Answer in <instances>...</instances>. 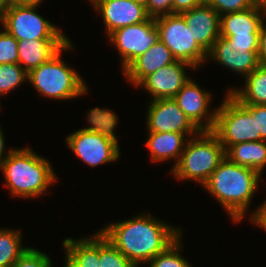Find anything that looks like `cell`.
<instances>
[{"label":"cell","mask_w":266,"mask_h":267,"mask_svg":"<svg viewBox=\"0 0 266 267\" xmlns=\"http://www.w3.org/2000/svg\"><path fill=\"white\" fill-rule=\"evenodd\" d=\"M148 212L112 222L99 231L137 267L163 252L182 230L153 218Z\"/></svg>","instance_id":"6da1fadb"},{"label":"cell","mask_w":266,"mask_h":267,"mask_svg":"<svg viewBox=\"0 0 266 267\" xmlns=\"http://www.w3.org/2000/svg\"><path fill=\"white\" fill-rule=\"evenodd\" d=\"M90 126L66 137V144L75 156L90 167L116 162L121 153L114 132L118 118L112 110L95 107L87 112Z\"/></svg>","instance_id":"7a4b0ae2"},{"label":"cell","mask_w":266,"mask_h":267,"mask_svg":"<svg viewBox=\"0 0 266 267\" xmlns=\"http://www.w3.org/2000/svg\"><path fill=\"white\" fill-rule=\"evenodd\" d=\"M260 176L256 170L235 164L225 157L202 187L219 201L231 220L238 223L246 216L258 190Z\"/></svg>","instance_id":"3957f363"},{"label":"cell","mask_w":266,"mask_h":267,"mask_svg":"<svg viewBox=\"0 0 266 267\" xmlns=\"http://www.w3.org/2000/svg\"><path fill=\"white\" fill-rule=\"evenodd\" d=\"M6 187L12 196L33 198L45 192L58 179L48 159L31 148H14L0 163Z\"/></svg>","instance_id":"277c9868"},{"label":"cell","mask_w":266,"mask_h":267,"mask_svg":"<svg viewBox=\"0 0 266 267\" xmlns=\"http://www.w3.org/2000/svg\"><path fill=\"white\" fill-rule=\"evenodd\" d=\"M70 40L49 60L28 73V80L44 97L69 100L87 94L88 87L84 79L68 66L61 56L62 51L72 49Z\"/></svg>","instance_id":"5b68a950"},{"label":"cell","mask_w":266,"mask_h":267,"mask_svg":"<svg viewBox=\"0 0 266 267\" xmlns=\"http://www.w3.org/2000/svg\"><path fill=\"white\" fill-rule=\"evenodd\" d=\"M225 157L218 137L212 131H200L188 138L178 163L170 172L180 181L194 180L203 186Z\"/></svg>","instance_id":"8992f818"},{"label":"cell","mask_w":266,"mask_h":267,"mask_svg":"<svg viewBox=\"0 0 266 267\" xmlns=\"http://www.w3.org/2000/svg\"><path fill=\"white\" fill-rule=\"evenodd\" d=\"M217 109L212 132L225 151L234 144L257 141L256 104H240L227 92Z\"/></svg>","instance_id":"52a82bcc"},{"label":"cell","mask_w":266,"mask_h":267,"mask_svg":"<svg viewBox=\"0 0 266 267\" xmlns=\"http://www.w3.org/2000/svg\"><path fill=\"white\" fill-rule=\"evenodd\" d=\"M40 3H12L0 9V23L17 40L70 39L60 28L36 13Z\"/></svg>","instance_id":"ba28073f"},{"label":"cell","mask_w":266,"mask_h":267,"mask_svg":"<svg viewBox=\"0 0 266 267\" xmlns=\"http://www.w3.org/2000/svg\"><path fill=\"white\" fill-rule=\"evenodd\" d=\"M159 40L172 52L176 60L191 64L195 69L207 61L208 54L196 43L192 29L180 14L155 18Z\"/></svg>","instance_id":"9c48e42d"},{"label":"cell","mask_w":266,"mask_h":267,"mask_svg":"<svg viewBox=\"0 0 266 267\" xmlns=\"http://www.w3.org/2000/svg\"><path fill=\"white\" fill-rule=\"evenodd\" d=\"M107 38L121 56L122 72L159 40L155 18L114 30Z\"/></svg>","instance_id":"30bf717a"},{"label":"cell","mask_w":266,"mask_h":267,"mask_svg":"<svg viewBox=\"0 0 266 267\" xmlns=\"http://www.w3.org/2000/svg\"><path fill=\"white\" fill-rule=\"evenodd\" d=\"M146 123L148 132L183 133L187 138L200 132L173 98L152 100L148 106Z\"/></svg>","instance_id":"8fae6325"},{"label":"cell","mask_w":266,"mask_h":267,"mask_svg":"<svg viewBox=\"0 0 266 267\" xmlns=\"http://www.w3.org/2000/svg\"><path fill=\"white\" fill-rule=\"evenodd\" d=\"M211 98V94L202 90L191 78L173 97L179 108L200 131H212L214 128L217 109L209 111Z\"/></svg>","instance_id":"7c38bea8"},{"label":"cell","mask_w":266,"mask_h":267,"mask_svg":"<svg viewBox=\"0 0 266 267\" xmlns=\"http://www.w3.org/2000/svg\"><path fill=\"white\" fill-rule=\"evenodd\" d=\"M105 24L107 36L114 30L144 22L150 18L146 7L134 0H92Z\"/></svg>","instance_id":"4fadbf2b"},{"label":"cell","mask_w":266,"mask_h":267,"mask_svg":"<svg viewBox=\"0 0 266 267\" xmlns=\"http://www.w3.org/2000/svg\"><path fill=\"white\" fill-rule=\"evenodd\" d=\"M259 47H240L230 45L224 38L219 37L208 53L207 59H214L223 67L246 77L261 65L258 56Z\"/></svg>","instance_id":"5bb4252c"},{"label":"cell","mask_w":266,"mask_h":267,"mask_svg":"<svg viewBox=\"0 0 266 267\" xmlns=\"http://www.w3.org/2000/svg\"><path fill=\"white\" fill-rule=\"evenodd\" d=\"M186 67L195 70L191 64L177 60L147 76L137 87L148 91L151 100L173 98L190 79L185 72Z\"/></svg>","instance_id":"9a60e30c"},{"label":"cell","mask_w":266,"mask_h":267,"mask_svg":"<svg viewBox=\"0 0 266 267\" xmlns=\"http://www.w3.org/2000/svg\"><path fill=\"white\" fill-rule=\"evenodd\" d=\"M180 15L192 29L196 43L208 54L220 37L219 13L212 6L202 4Z\"/></svg>","instance_id":"2e32d148"},{"label":"cell","mask_w":266,"mask_h":267,"mask_svg":"<svg viewBox=\"0 0 266 267\" xmlns=\"http://www.w3.org/2000/svg\"><path fill=\"white\" fill-rule=\"evenodd\" d=\"M177 61L170 49L160 40L137 57L124 71L125 78L137 87L147 76Z\"/></svg>","instance_id":"e0dca14e"},{"label":"cell","mask_w":266,"mask_h":267,"mask_svg":"<svg viewBox=\"0 0 266 267\" xmlns=\"http://www.w3.org/2000/svg\"><path fill=\"white\" fill-rule=\"evenodd\" d=\"M70 39L18 40V63L29 73L54 56Z\"/></svg>","instance_id":"ac0fdd59"},{"label":"cell","mask_w":266,"mask_h":267,"mask_svg":"<svg viewBox=\"0 0 266 267\" xmlns=\"http://www.w3.org/2000/svg\"><path fill=\"white\" fill-rule=\"evenodd\" d=\"M266 13L257 6L220 16V35H259Z\"/></svg>","instance_id":"d6986e66"},{"label":"cell","mask_w":266,"mask_h":267,"mask_svg":"<svg viewBox=\"0 0 266 267\" xmlns=\"http://www.w3.org/2000/svg\"><path fill=\"white\" fill-rule=\"evenodd\" d=\"M148 139L146 147L149 148L151 161L158 163L167 160H177L178 163L181 154L184 151L188 138L183 133L176 132H147ZM175 158V159H174Z\"/></svg>","instance_id":"ffe728a7"},{"label":"cell","mask_w":266,"mask_h":267,"mask_svg":"<svg viewBox=\"0 0 266 267\" xmlns=\"http://www.w3.org/2000/svg\"><path fill=\"white\" fill-rule=\"evenodd\" d=\"M225 156L233 163L252 168L262 175L266 167V141L234 144L225 151Z\"/></svg>","instance_id":"44dd1931"},{"label":"cell","mask_w":266,"mask_h":267,"mask_svg":"<svg viewBox=\"0 0 266 267\" xmlns=\"http://www.w3.org/2000/svg\"><path fill=\"white\" fill-rule=\"evenodd\" d=\"M244 88L228 90L240 104L266 105V65L261 64L245 77Z\"/></svg>","instance_id":"7402d4cb"},{"label":"cell","mask_w":266,"mask_h":267,"mask_svg":"<svg viewBox=\"0 0 266 267\" xmlns=\"http://www.w3.org/2000/svg\"><path fill=\"white\" fill-rule=\"evenodd\" d=\"M65 252L80 267H100L99 261V231L92 237L74 240L67 237L63 241Z\"/></svg>","instance_id":"603a6c76"},{"label":"cell","mask_w":266,"mask_h":267,"mask_svg":"<svg viewBox=\"0 0 266 267\" xmlns=\"http://www.w3.org/2000/svg\"><path fill=\"white\" fill-rule=\"evenodd\" d=\"M21 234L20 230L0 228V267H11L27 250L22 247Z\"/></svg>","instance_id":"cb8c5ba5"},{"label":"cell","mask_w":266,"mask_h":267,"mask_svg":"<svg viewBox=\"0 0 266 267\" xmlns=\"http://www.w3.org/2000/svg\"><path fill=\"white\" fill-rule=\"evenodd\" d=\"M100 267H137L99 231Z\"/></svg>","instance_id":"d4e9b609"},{"label":"cell","mask_w":266,"mask_h":267,"mask_svg":"<svg viewBox=\"0 0 266 267\" xmlns=\"http://www.w3.org/2000/svg\"><path fill=\"white\" fill-rule=\"evenodd\" d=\"M181 235L170 244L163 252L152 258L148 264L150 267H192L179 251H182Z\"/></svg>","instance_id":"484cf974"},{"label":"cell","mask_w":266,"mask_h":267,"mask_svg":"<svg viewBox=\"0 0 266 267\" xmlns=\"http://www.w3.org/2000/svg\"><path fill=\"white\" fill-rule=\"evenodd\" d=\"M28 80V73L19 63L0 64V96Z\"/></svg>","instance_id":"4316f807"},{"label":"cell","mask_w":266,"mask_h":267,"mask_svg":"<svg viewBox=\"0 0 266 267\" xmlns=\"http://www.w3.org/2000/svg\"><path fill=\"white\" fill-rule=\"evenodd\" d=\"M51 261V258L44 252L28 247L11 267H52Z\"/></svg>","instance_id":"83f0119b"},{"label":"cell","mask_w":266,"mask_h":267,"mask_svg":"<svg viewBox=\"0 0 266 267\" xmlns=\"http://www.w3.org/2000/svg\"><path fill=\"white\" fill-rule=\"evenodd\" d=\"M18 63V40L5 29L0 32V64Z\"/></svg>","instance_id":"f1b7e54d"},{"label":"cell","mask_w":266,"mask_h":267,"mask_svg":"<svg viewBox=\"0 0 266 267\" xmlns=\"http://www.w3.org/2000/svg\"><path fill=\"white\" fill-rule=\"evenodd\" d=\"M204 4L212 6L219 15L239 12L253 7V0H205Z\"/></svg>","instance_id":"f546056e"},{"label":"cell","mask_w":266,"mask_h":267,"mask_svg":"<svg viewBox=\"0 0 266 267\" xmlns=\"http://www.w3.org/2000/svg\"><path fill=\"white\" fill-rule=\"evenodd\" d=\"M173 0H148L146 6L150 17L156 18L162 15L173 14Z\"/></svg>","instance_id":"4dcf8cb0"},{"label":"cell","mask_w":266,"mask_h":267,"mask_svg":"<svg viewBox=\"0 0 266 267\" xmlns=\"http://www.w3.org/2000/svg\"><path fill=\"white\" fill-rule=\"evenodd\" d=\"M224 37L230 45L240 47H259V35H220Z\"/></svg>","instance_id":"1f68e13d"},{"label":"cell","mask_w":266,"mask_h":267,"mask_svg":"<svg viewBox=\"0 0 266 267\" xmlns=\"http://www.w3.org/2000/svg\"><path fill=\"white\" fill-rule=\"evenodd\" d=\"M257 141H266V105L256 104Z\"/></svg>","instance_id":"d6a6232c"},{"label":"cell","mask_w":266,"mask_h":267,"mask_svg":"<svg viewBox=\"0 0 266 267\" xmlns=\"http://www.w3.org/2000/svg\"><path fill=\"white\" fill-rule=\"evenodd\" d=\"M205 0H173V14H180L204 4Z\"/></svg>","instance_id":"836d02e7"},{"label":"cell","mask_w":266,"mask_h":267,"mask_svg":"<svg viewBox=\"0 0 266 267\" xmlns=\"http://www.w3.org/2000/svg\"><path fill=\"white\" fill-rule=\"evenodd\" d=\"M251 223L266 231V201L263 202L250 216Z\"/></svg>","instance_id":"e575fe53"},{"label":"cell","mask_w":266,"mask_h":267,"mask_svg":"<svg viewBox=\"0 0 266 267\" xmlns=\"http://www.w3.org/2000/svg\"><path fill=\"white\" fill-rule=\"evenodd\" d=\"M260 63L266 65V24L263 22L259 33V51Z\"/></svg>","instance_id":"d590c367"},{"label":"cell","mask_w":266,"mask_h":267,"mask_svg":"<svg viewBox=\"0 0 266 267\" xmlns=\"http://www.w3.org/2000/svg\"><path fill=\"white\" fill-rule=\"evenodd\" d=\"M4 133L0 126V163L9 155V153L13 150L10 149L8 152H6V155H4L5 151V141H4ZM5 156V157H4Z\"/></svg>","instance_id":"8d00e7d4"},{"label":"cell","mask_w":266,"mask_h":267,"mask_svg":"<svg viewBox=\"0 0 266 267\" xmlns=\"http://www.w3.org/2000/svg\"><path fill=\"white\" fill-rule=\"evenodd\" d=\"M65 255V267H80L67 253Z\"/></svg>","instance_id":"74e56055"},{"label":"cell","mask_w":266,"mask_h":267,"mask_svg":"<svg viewBox=\"0 0 266 267\" xmlns=\"http://www.w3.org/2000/svg\"><path fill=\"white\" fill-rule=\"evenodd\" d=\"M255 6H257L261 11L266 13V0H253Z\"/></svg>","instance_id":"f35d334b"},{"label":"cell","mask_w":266,"mask_h":267,"mask_svg":"<svg viewBox=\"0 0 266 267\" xmlns=\"http://www.w3.org/2000/svg\"><path fill=\"white\" fill-rule=\"evenodd\" d=\"M43 0H13V3H42Z\"/></svg>","instance_id":"ab89813d"},{"label":"cell","mask_w":266,"mask_h":267,"mask_svg":"<svg viewBox=\"0 0 266 267\" xmlns=\"http://www.w3.org/2000/svg\"><path fill=\"white\" fill-rule=\"evenodd\" d=\"M12 3H13V0H0V9Z\"/></svg>","instance_id":"60d3db41"},{"label":"cell","mask_w":266,"mask_h":267,"mask_svg":"<svg viewBox=\"0 0 266 267\" xmlns=\"http://www.w3.org/2000/svg\"><path fill=\"white\" fill-rule=\"evenodd\" d=\"M134 1L138 2L139 4L144 5L145 7H146L147 4H148V0H134Z\"/></svg>","instance_id":"b9f144b4"}]
</instances>
